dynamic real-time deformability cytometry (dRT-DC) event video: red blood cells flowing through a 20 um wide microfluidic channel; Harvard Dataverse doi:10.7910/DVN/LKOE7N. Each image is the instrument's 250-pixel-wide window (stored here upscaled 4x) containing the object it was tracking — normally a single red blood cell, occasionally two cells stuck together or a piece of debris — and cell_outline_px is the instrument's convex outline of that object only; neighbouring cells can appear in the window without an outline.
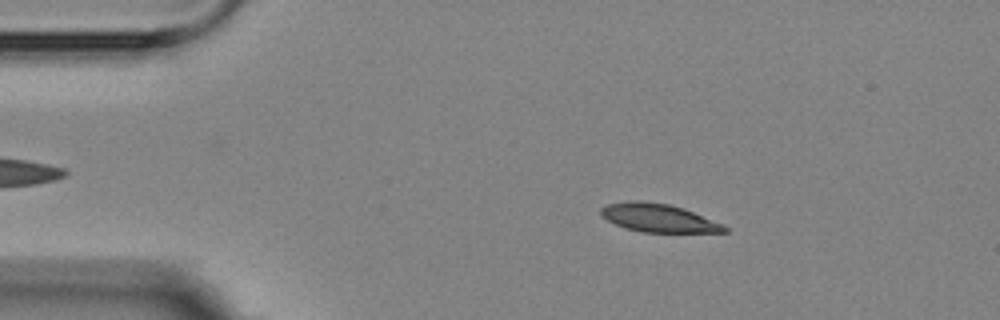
{"species": "Egyptian fruit bat (a non-hibernating species)", "species_latin": "Rousettus aegyptiacus", "temperature_condition": "room temperature", "stored_images_in_passage": 7, "camera_frame_rate_fps": 3000, "um_per_image_px": 0.085, "animal": {"sex": "female"}, "frame": {"image": 1, "passage_image": 2, "time_ms": 1.0, "image_size_px": [1000, 320], "cell_outline_px": [[728, 232], [640, 232], [624, 228], [600, 216], [600, 208], [608, 204], [628, 200], [640, 200], [668, 204], [684, 208], [724, 224], [728, 228]], "centroid_in_image_um": [55.96, 18.52], "position_along_channel_um": 29.0, "area_um2": 20.52}}
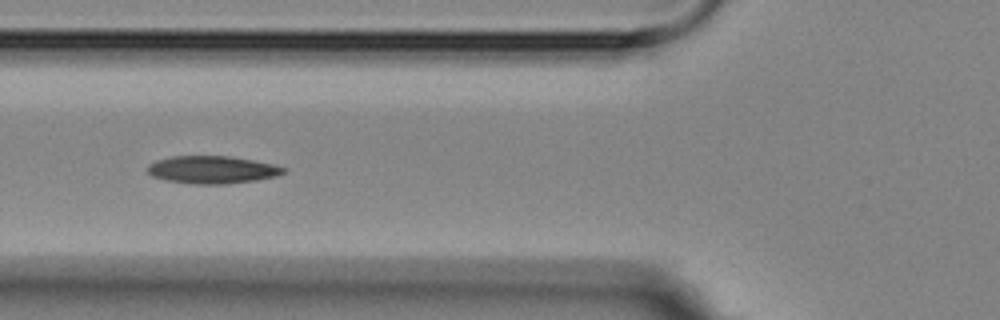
{"frame": {"image": 2, "passage_image": 5, "time_ms": 4.667, "image_size_px": [1000, 320], "cell_outline_px": [[288, 172], [276, 176], [256, 180], [224, 184], [192, 184], [164, 180], [152, 176], [148, 172], [148, 164], [156, 160], [172, 156], [228, 156], [252, 160], [272, 164], [288, 168]], "centroid_in_image_um": [18.04, 14.43], "position_along_channel_um": 107.8, "area_um2": 21.96}}
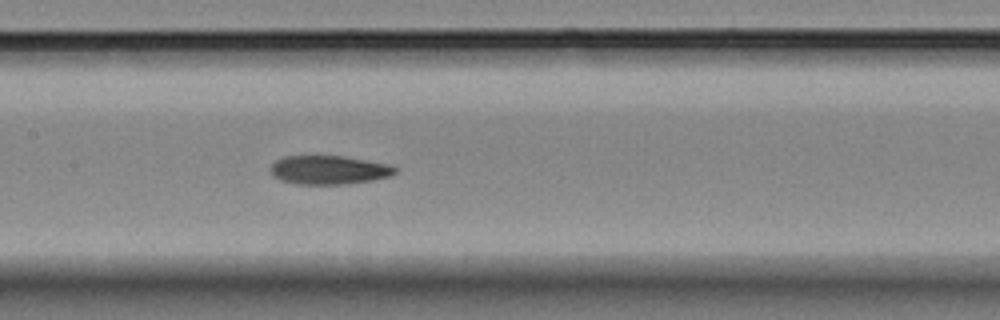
{"frame": {"image": 3, "passage_image": 7, "time_ms": 6.667, "image_size_px": [1000, 320], "cell_outline_px": [[400, 172], [392, 176], [372, 180], [348, 184], [296, 184], [280, 180], [272, 176], [272, 164], [276, 160], [284, 156], [344, 156], [388, 164], [400, 168]], "centroid_in_image_um": [28.02, 14.45], "position_along_channel_um": 179.4, "area_um2": 21.1}}